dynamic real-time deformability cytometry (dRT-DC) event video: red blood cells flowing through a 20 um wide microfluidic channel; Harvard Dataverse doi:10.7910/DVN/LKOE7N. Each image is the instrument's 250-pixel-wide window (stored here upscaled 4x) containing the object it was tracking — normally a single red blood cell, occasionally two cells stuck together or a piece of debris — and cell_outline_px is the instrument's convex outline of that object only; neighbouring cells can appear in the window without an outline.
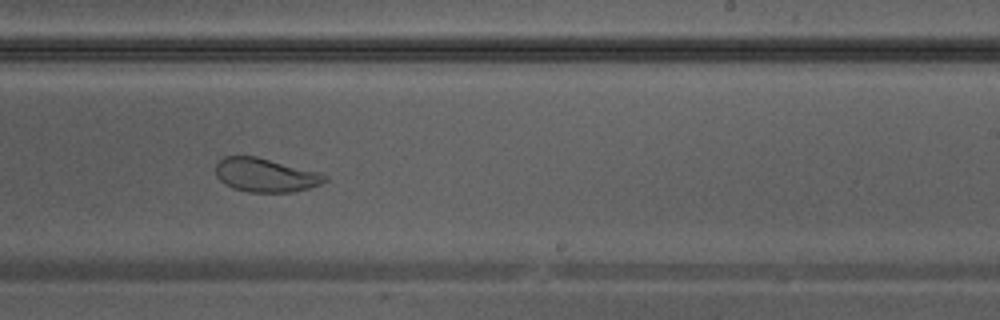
{"species": "Egyptian fruit bat (a non-hibernating species)", "species_latin": "Rousettus aegyptiacus", "temperature_condition": "warm", "stored_images_in_passage": 35, "camera_frame_rate_fps": 3000, "um_per_image_px": 0.085, "animal": {"sex": "male"}, "frame": {"image": 1, "passage_image": 20, "time_ms": 6.333, "image_size_px": [1000, 320], "cell_outline_px": [[328, 180], [320, 184], [308, 188], [292, 192], [248, 192], [232, 188], [224, 184], [216, 176], [216, 164], [224, 156], [256, 156], [320, 172], [328, 176]], "centroid_in_image_um": [22.57, 14.88], "position_along_channel_um": 266.4, "area_um2": 21.56}}